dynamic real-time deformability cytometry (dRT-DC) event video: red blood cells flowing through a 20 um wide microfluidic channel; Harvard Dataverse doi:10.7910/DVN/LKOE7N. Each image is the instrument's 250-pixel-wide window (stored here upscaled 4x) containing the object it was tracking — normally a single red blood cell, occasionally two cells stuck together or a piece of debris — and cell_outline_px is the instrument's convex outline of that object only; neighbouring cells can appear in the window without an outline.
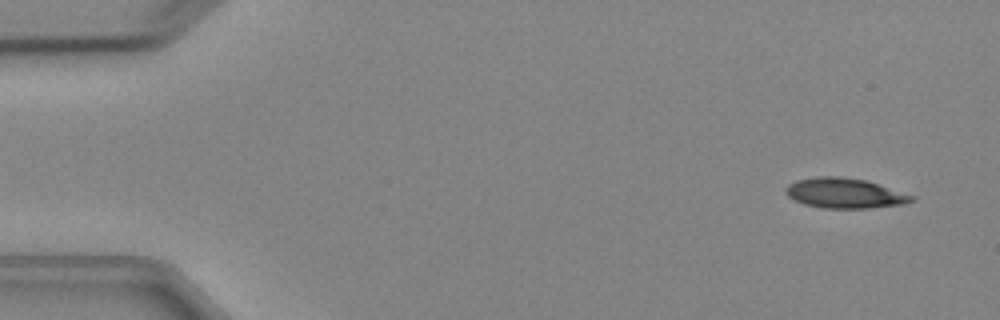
{"species": "Egyptian fruit bat (a non-hibernating species)", "species_latin": "Rousettus aegyptiacus", "temperature_condition": "cold", "stored_images_in_passage": 4, "camera_frame_rate_fps": 3000, "um_per_image_px": 0.085, "animal": {"sex": "female"}, "frame": {"image": 1, "passage_image": 1, "time_ms": 0.0, "image_size_px": [1000, 320], "cell_outline_px": [[916, 200], [904, 204], [868, 208], [824, 208], [804, 204], [788, 196], [784, 192], [784, 188], [788, 184], [796, 180], [816, 176], [840, 176], [868, 180], [916, 196]], "centroid_in_image_um": [71.82, 16.41], "position_along_channel_um": 13.2, "area_um2": 22.37}}
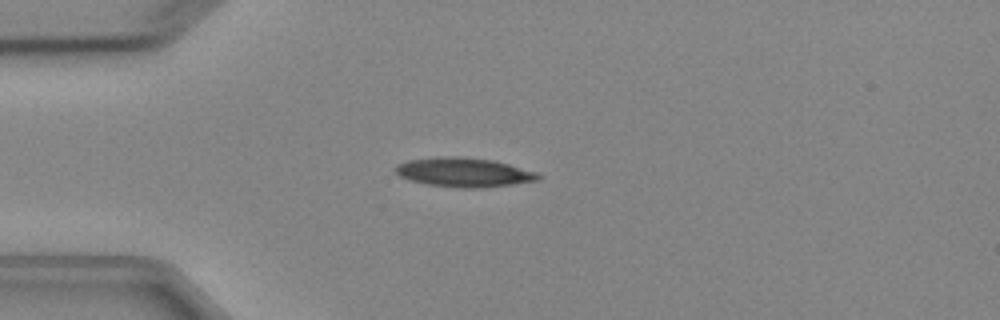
{"frame": {"image": 2, "passage_image": 4, "time_ms": 3.333, "image_size_px": [1000, 320], "cell_outline_px": [[544, 176], [540, 180], [484, 188], [456, 188], [428, 184], [408, 180], [400, 176], [392, 168], [396, 164], [408, 160], [444, 156], [448, 156], [492, 160], [508, 164], [536, 172]], "centroid_in_image_um": [39.41, 14.66], "position_along_channel_um": 45.6, "area_um2": 24.33}}